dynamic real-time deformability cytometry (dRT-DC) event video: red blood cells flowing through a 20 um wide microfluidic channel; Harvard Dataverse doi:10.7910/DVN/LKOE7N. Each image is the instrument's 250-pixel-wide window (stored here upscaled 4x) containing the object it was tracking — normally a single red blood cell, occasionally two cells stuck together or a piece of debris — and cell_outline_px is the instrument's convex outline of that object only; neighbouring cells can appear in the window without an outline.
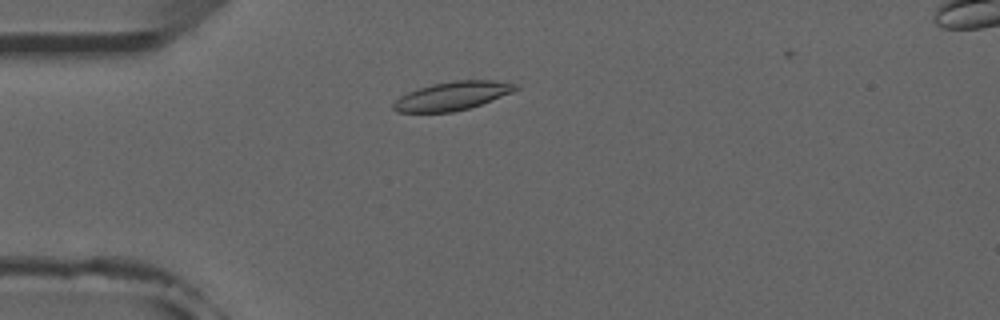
{"species": "common noctule bat (a hibernating species)", "species_latin": "Nyctalus noctula", "temperature_condition": "room temperature", "stored_images_in_passage": 42, "camera_frame_rate_fps": 3000, "um_per_image_px": 0.085, "animal": {"sex": "male", "forearm_length_mm": 52.5}, "frame": {"image": 1, "passage_image": 3, "time_ms": 0.667, "image_size_px": [1000, 320], "cell_outline_px": [[520, 88], [512, 92], [480, 104], [468, 108], [452, 112], [396, 112], [392, 108], [392, 104], [400, 96], [408, 92], [432, 84], [456, 80], [492, 80], [520, 84]], "centroid_in_image_um": [38.45, 8.14], "position_along_channel_um": 46.5, "area_um2": 20.17}}
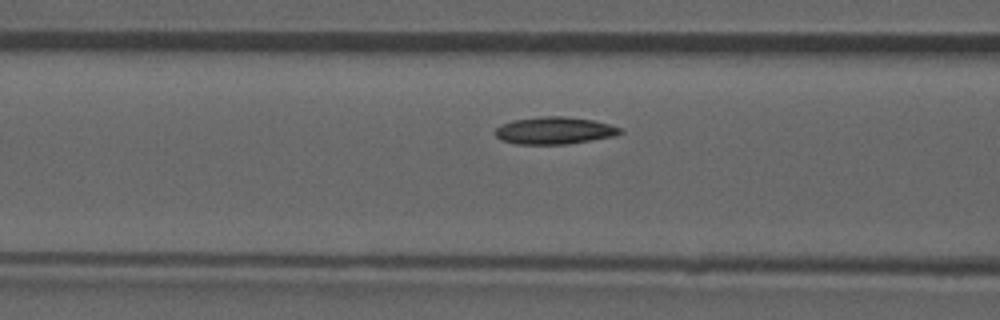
{"frame": {"image": 2, "passage_image": 10, "time_ms": 3.0, "image_size_px": [1000, 320], "cell_outline_px": [[624, 132], [616, 136], [592, 140], [564, 144], [516, 144], [500, 140], [496, 136], [496, 128], [512, 120], [540, 116], [564, 116], [592, 120], [608, 124], [620, 128]], "centroid_in_image_um": [47.13, 11.1], "position_along_channel_um": 119.5, "area_um2": 19.77}}
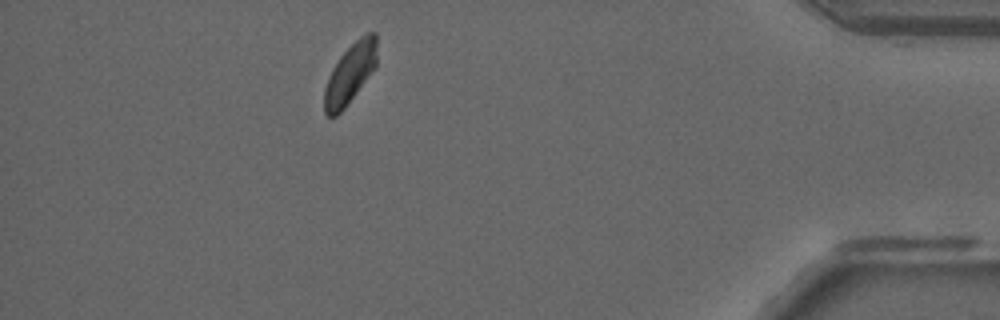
{"frame": {"image": 3, "passage_image": 36, "time_ms": 11.667, "image_size_px": [1000, 320], "cell_outline_px": [[376, 68], [344, 108], [336, 116], [328, 116], [324, 112], [324, 88], [328, 76], [332, 68], [340, 56], [360, 36], [368, 32], [376, 32]], "centroid_in_image_um": [29.75, 6.25], "position_along_channel_um": 405.4, "area_um2": 18.32}, "authors_computed_cell_mechanics": {"area_um2": 19.0451, "velocity_mm_per_s": 3.8789, "shape_relaxation_time_tau1_ms": 5.3931, "shape_relaxation_time_tau2_ms": 6.8598, "deformation_change_tau1": 0.1101, "deformation_change_tau2": 0.0775}}